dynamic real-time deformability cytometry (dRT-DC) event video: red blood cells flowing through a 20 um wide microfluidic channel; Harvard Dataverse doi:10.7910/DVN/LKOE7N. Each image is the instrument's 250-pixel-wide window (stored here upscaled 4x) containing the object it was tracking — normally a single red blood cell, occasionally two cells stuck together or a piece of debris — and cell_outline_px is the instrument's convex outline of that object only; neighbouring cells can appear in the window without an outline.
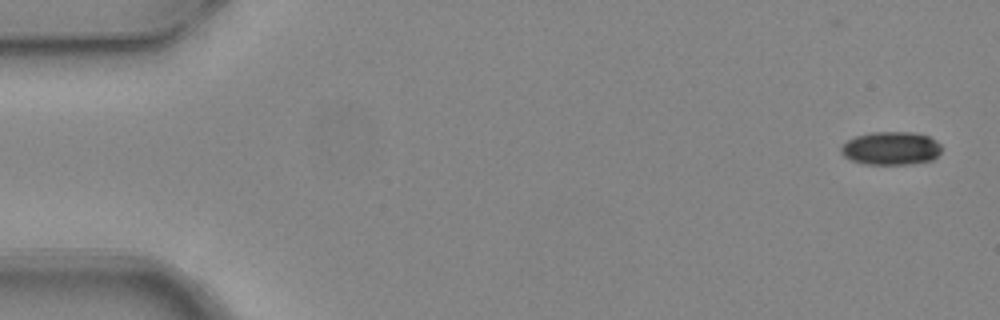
{"species": "common noctule bat (a hibernating species)", "species_latin": "Nyctalus noctula", "temperature_condition": "warm", "stored_images_in_passage": 5, "camera_frame_rate_fps": 3000, "um_per_image_px": 0.085, "animal": {"sex": "female", "body_mass_g": 24.6, "forearm_length_mm": 56.2}, "frame": {"image": 1, "passage_image": 1, "time_ms": 0.0, "image_size_px": [1000, 320], "cell_outline_px": [[940, 152], [932, 160], [908, 164], [864, 164], [852, 160], [844, 156], [840, 152], [840, 148], [848, 140], [856, 136], [872, 132], [912, 132], [928, 136], [936, 140], [940, 144]], "centroid_in_image_um": [75.73, 12.6], "position_along_channel_um": 9.3, "area_um2": 19.36}}
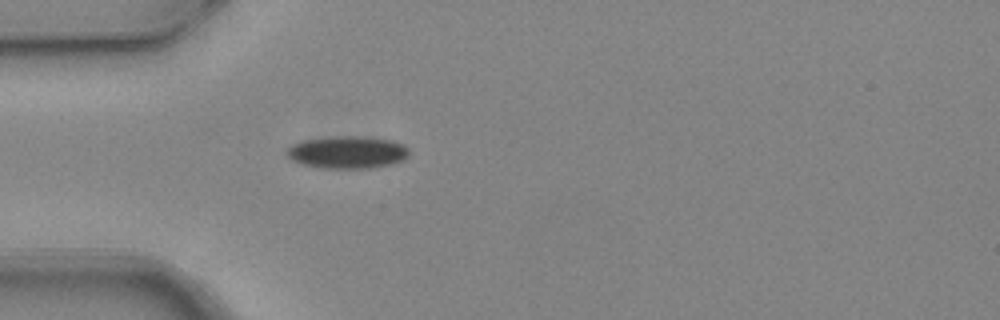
{"frame": {"image": 2, "passage_image": 5, "time_ms": 1.333, "image_size_px": [1000, 320], "cell_outline_px": [[408, 156], [404, 160], [392, 164], [368, 168], [328, 168], [300, 164], [292, 160], [284, 152], [292, 144], [304, 140], [336, 136], [364, 136], [392, 140], [404, 144], [408, 148]], "centroid_in_image_um": [29.54, 12.93], "position_along_channel_um": 55.5, "area_um2": 23.18}}